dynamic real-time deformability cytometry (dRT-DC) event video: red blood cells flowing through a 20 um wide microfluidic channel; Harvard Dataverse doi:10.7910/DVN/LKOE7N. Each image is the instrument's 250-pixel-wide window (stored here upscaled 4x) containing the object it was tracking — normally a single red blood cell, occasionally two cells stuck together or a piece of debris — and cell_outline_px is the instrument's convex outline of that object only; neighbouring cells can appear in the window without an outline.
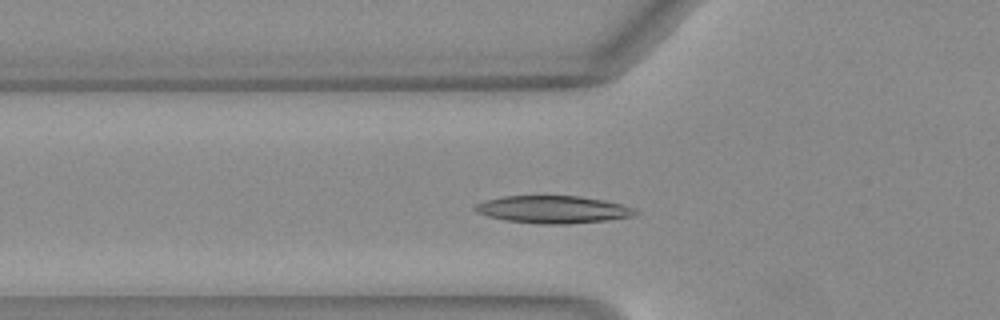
{"species": "Egyptian fruit bat (a non-hibernating species)", "species_latin": "Rousettus aegyptiacus", "temperature_condition": "warm", "stored_images_in_passage": 46, "camera_frame_rate_fps": 3000, "um_per_image_px": 0.085, "animal": {"sex": "female"}, "frame": {"image": 1, "passage_image": 12, "time_ms": 3.667, "image_size_px": [1000, 320], "cell_outline_px": [[640, 212], [632, 216], [604, 220], [568, 224], [540, 224], [504, 220], [488, 216], [476, 212], [472, 208], [476, 204], [484, 200], [504, 196], [580, 196], [604, 200], [624, 204], [636, 208]], "centroid_in_image_um": [47.01, 17.8], "position_along_channel_um": 78.8, "area_um2": 25.78}}
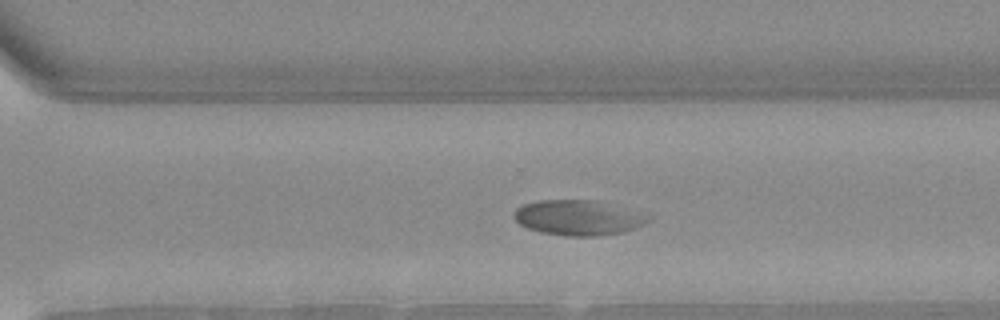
{"frame": {"image": 2, "passage_image": 31, "time_ms": 10.0, "image_size_px": [1000, 320], "cell_outline_px": [[652, 220], [636, 228], [620, 232], [596, 236], [564, 236], [540, 232], [528, 228], [520, 224], [512, 216], [512, 212], [516, 208], [524, 204], [536, 200], [592, 200], [652, 216]], "centroid_in_image_um": [49.09, 18.51], "position_along_channel_um": 321.5, "area_um2": 27.34}}
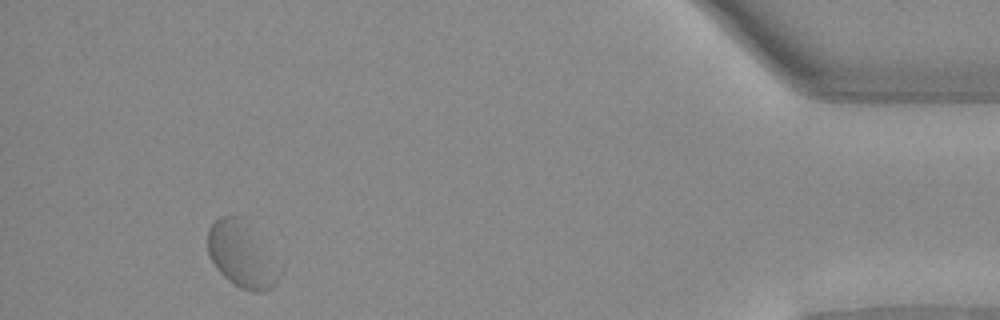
{"frame": {"image": 3, "passage_image": 43, "time_ms": 14.0, "image_size_px": [1000, 320], "cell_outline_px": [[280, 272], [276, 284], [272, 288], [264, 292], [252, 292], [240, 288], [228, 280], [216, 268], [208, 252], [208, 228], [220, 216], [244, 216]], "centroid_in_image_um": [20.49, 21.66], "position_along_channel_um": 414.7, "area_um2": 26.76}}